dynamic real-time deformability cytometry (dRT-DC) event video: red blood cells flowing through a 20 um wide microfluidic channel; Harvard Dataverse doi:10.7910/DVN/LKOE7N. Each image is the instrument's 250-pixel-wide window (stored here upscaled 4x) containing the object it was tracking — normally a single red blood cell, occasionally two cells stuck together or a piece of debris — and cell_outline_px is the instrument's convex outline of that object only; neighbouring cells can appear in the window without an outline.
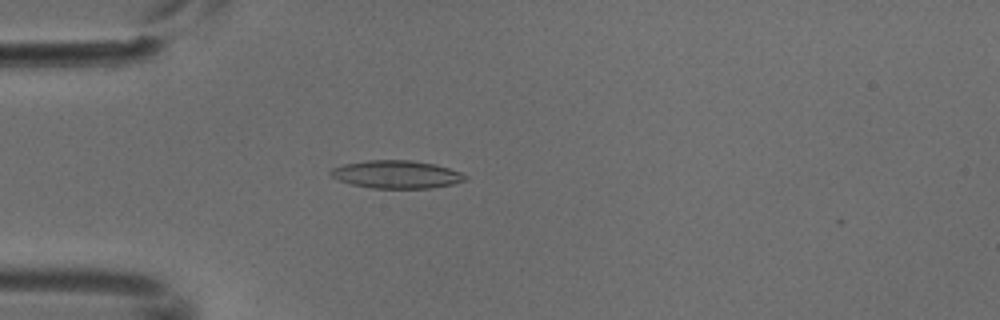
{"species": "common noctule bat (a hibernating species)", "species_latin": "Nyctalus noctula", "temperature_condition": "cold", "stored_images_in_passage": 4, "camera_frame_rate_fps": 3000, "um_per_image_px": 0.085, "animal": {"sex": "male", "body_mass_g": 18.8}, "frame": {"image": 1, "passage_image": 4, "time_ms": 1.0, "image_size_px": [1000, 320], "cell_outline_px": [[468, 176], [464, 180], [452, 184], [428, 188], [372, 188], [352, 184], [336, 180], [328, 172], [332, 168], [344, 164], [368, 160], [412, 160], [436, 164], [460, 172]], "centroid_in_image_um": [33.67, 14.82], "position_along_channel_um": 51.3, "area_um2": 21.79}}